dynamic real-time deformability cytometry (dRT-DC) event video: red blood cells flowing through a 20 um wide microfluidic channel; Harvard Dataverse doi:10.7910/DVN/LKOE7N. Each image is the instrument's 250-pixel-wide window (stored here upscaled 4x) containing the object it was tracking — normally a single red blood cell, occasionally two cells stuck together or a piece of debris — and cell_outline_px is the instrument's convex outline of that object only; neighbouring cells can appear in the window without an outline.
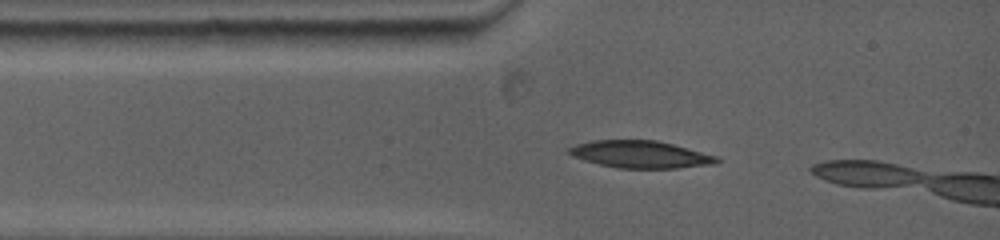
{"species": "common noctule bat (a hibernating species)", "species_latin": "Nyctalus noctula", "temperature_condition": "warm", "stored_images_in_passage": 3, "camera_frame_rate_fps": 5000, "um_per_image_px": 0.085, "animal": {"sex": "female", "body_mass_g": 19.0, "forearm_length_mm": 53.3}, "frame": {"image": 1, "passage_image": 2, "time_ms": 0.6, "image_size_px": [1000, 240], "cell_outline_px": [[720, 160], [672, 168], [624, 168], [604, 164], [588, 160], [576, 156], [568, 152], [568, 148], [580, 144], [596, 140], [656, 140], [672, 144], [712, 156]], "centroid_in_image_um": [54.32, 13.09], "position_along_channel_um": 30.7, "area_um2": 21.79}}